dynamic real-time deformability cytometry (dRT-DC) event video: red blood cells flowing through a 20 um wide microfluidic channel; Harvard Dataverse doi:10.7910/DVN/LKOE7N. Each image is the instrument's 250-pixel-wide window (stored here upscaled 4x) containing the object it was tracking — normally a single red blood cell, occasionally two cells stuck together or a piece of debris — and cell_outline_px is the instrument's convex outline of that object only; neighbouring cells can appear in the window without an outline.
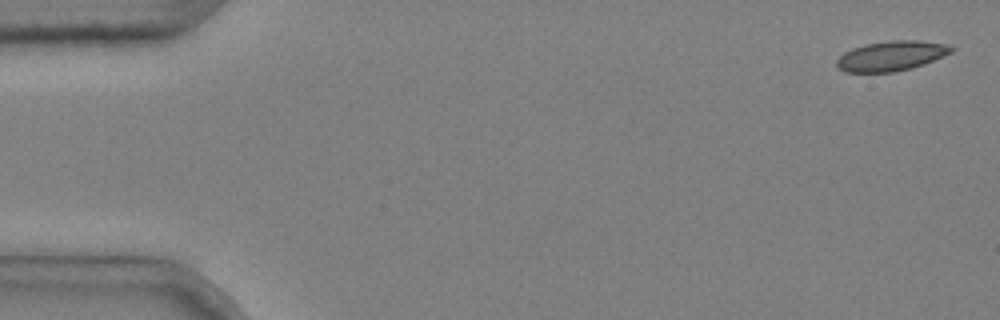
{"species": "common noctule bat (a hibernating species)", "species_latin": "Nyctalus noctula", "temperature_condition": "cold", "stored_images_in_passage": 5, "camera_frame_rate_fps": 3000, "um_per_image_px": 0.085, "animal": {"sex": "male", "body_mass_g": 20.4}, "frame": {"image": 1, "passage_image": 1, "time_ms": 0.0, "image_size_px": [1000, 320], "cell_outline_px": [[956, 48], [952, 52], [924, 64], [912, 68], [892, 72], [844, 72], [836, 68], [836, 60], [844, 52], [852, 48], [864, 44], [892, 40], [920, 40], [944, 44]], "centroid_in_image_um": [75.73, 4.75], "position_along_channel_um": 9.3, "area_um2": 20.06}}
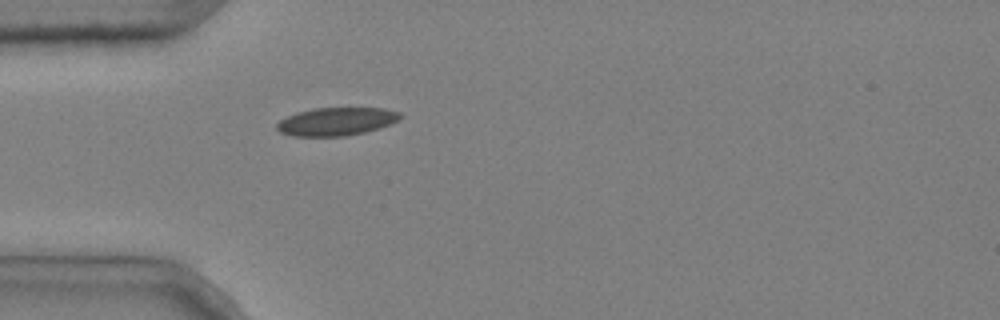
{"frame": {"image": 2, "passage_image": 5, "time_ms": 1.333, "image_size_px": [1000, 320], "cell_outline_px": [[404, 116], [380, 128], [364, 132], [344, 136], [292, 136], [280, 132], [276, 128], [276, 124], [280, 120], [296, 112], [312, 108], [384, 108], [400, 112]], "centroid_in_image_um": [28.57, 10.32], "position_along_channel_um": 56.4, "area_um2": 20.17}}